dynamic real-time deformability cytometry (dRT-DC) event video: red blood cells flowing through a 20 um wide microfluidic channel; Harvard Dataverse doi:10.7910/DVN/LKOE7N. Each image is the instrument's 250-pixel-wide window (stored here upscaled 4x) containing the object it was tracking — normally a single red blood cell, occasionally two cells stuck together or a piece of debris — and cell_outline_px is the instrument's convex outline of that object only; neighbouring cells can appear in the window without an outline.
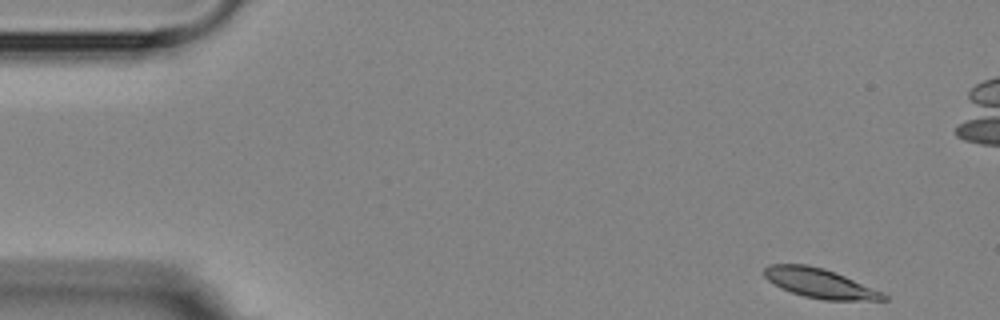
{"species": "Egyptian fruit bat (a non-hibernating species)", "species_latin": "Rousettus aegyptiacus", "temperature_condition": "room temperature", "stored_images_in_passage": 5, "camera_frame_rate_fps": 3000, "um_per_image_px": 0.085, "animal": {"sex": "female"}, "frame": {"image": 1, "passage_image": 1, "time_ms": 0.0, "image_size_px": [1000, 320], "cell_outline_px": [[888, 300], [824, 300], [804, 296], [780, 288], [768, 280], [764, 276], [764, 268], [768, 264], [808, 264], [824, 268], [884, 292], [888, 296]], "centroid_in_image_um": [69.68, 24.07], "position_along_channel_um": 15.3, "area_um2": 20.46}}